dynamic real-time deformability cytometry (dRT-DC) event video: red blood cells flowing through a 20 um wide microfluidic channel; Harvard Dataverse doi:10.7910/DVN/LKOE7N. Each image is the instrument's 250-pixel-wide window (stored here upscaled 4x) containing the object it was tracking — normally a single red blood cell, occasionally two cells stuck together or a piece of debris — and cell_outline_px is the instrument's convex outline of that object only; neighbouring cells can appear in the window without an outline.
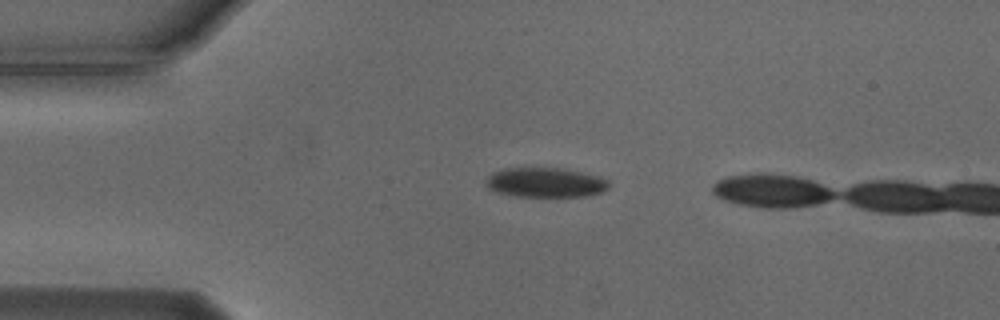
{"species": "Egyptian fruit bat (a non-hibernating species)", "species_latin": "Rousettus aegyptiacus", "temperature_condition": "cold", "stored_images_in_passage": 4, "camera_frame_rate_fps": 3000, "um_per_image_px": 0.085, "animal": {"sex": "male"}, "frame": {"image": 1, "passage_image": 1, "time_ms": 0.0, "image_size_px": [1000, 320], "cell_outline_px": [[608, 188], [600, 192], [584, 196], [516, 196], [496, 192], [488, 188], [484, 184], [484, 180], [492, 172], [504, 168], [564, 168], [600, 176], [608, 180]], "centroid_in_image_um": [46.31, 15.5], "position_along_channel_um": 38.7, "area_um2": 21.33}}